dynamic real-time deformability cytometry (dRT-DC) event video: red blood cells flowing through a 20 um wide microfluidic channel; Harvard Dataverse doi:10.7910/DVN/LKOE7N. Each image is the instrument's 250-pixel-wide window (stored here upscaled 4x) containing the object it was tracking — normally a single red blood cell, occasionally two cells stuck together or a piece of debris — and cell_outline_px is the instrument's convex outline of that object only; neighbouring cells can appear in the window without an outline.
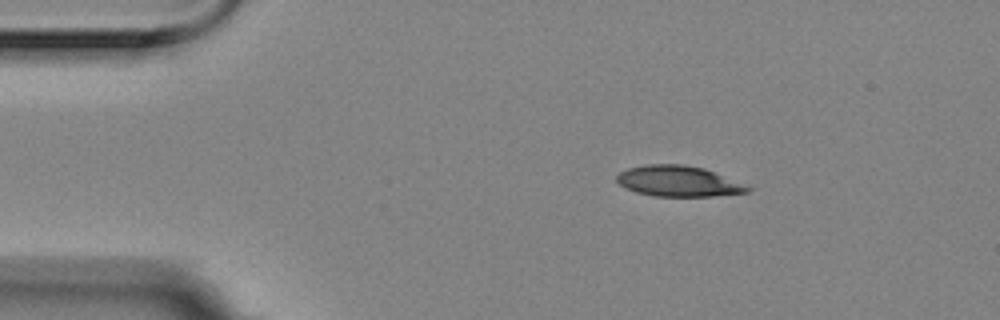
{"species": "Egyptian fruit bat (a non-hibernating species)", "species_latin": "Rousettus aegyptiacus", "temperature_condition": "room temperature", "stored_images_in_passage": 1, "camera_frame_rate_fps": 3000, "um_per_image_px": 0.085, "animal": {"sex": "female"}, "frame": {"image": 1, "passage_image": 1, "time_ms": 0.0, "image_size_px": [1000, 320], "cell_outline_px": [[736, 192], [684, 196], [652, 192], [652, 168], [692, 168], [704, 172], [732, 188]], "centroid_in_image_um": [58.34, 15.51], "position_along_channel_um": 26.7, "area_um2": 12.54}}